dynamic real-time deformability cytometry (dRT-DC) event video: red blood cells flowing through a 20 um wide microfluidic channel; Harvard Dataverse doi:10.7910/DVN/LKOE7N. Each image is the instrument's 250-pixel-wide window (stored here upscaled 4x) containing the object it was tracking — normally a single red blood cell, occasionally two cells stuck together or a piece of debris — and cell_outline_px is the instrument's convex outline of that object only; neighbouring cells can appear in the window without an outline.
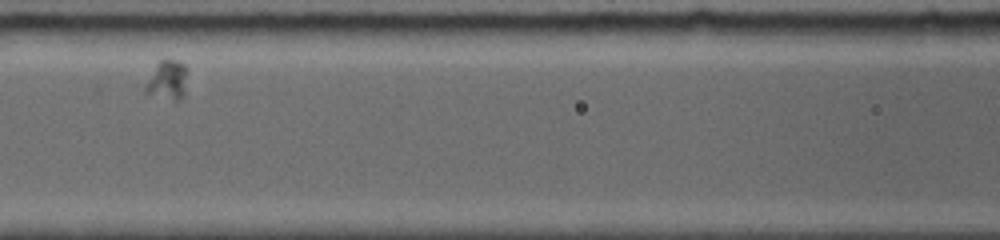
{"species": "common noctule bat (a hibernating species)", "species_latin": "Nyctalus noctula", "temperature_condition": "room temperature", "stored_images_in_passage": 16, "camera_frame_rate_fps": 5000, "um_per_image_px": 0.085, "animal": {"sex": "female", "body_mass_g": 19.0, "forearm_length_mm": 56.7}, "frame": {"image": 1, "passage_image": 4, "time_ms": 2.6, "image_size_px": [1000, 240], "cell_outline_px": [[184, 92], [176, 100], [144, 92], [136, 84], [164, 56], [176, 60], [184, 64]], "centroid_in_image_um": [13.99, 6.74], "position_along_channel_um": 152.6, "area_um2": 10.06}}
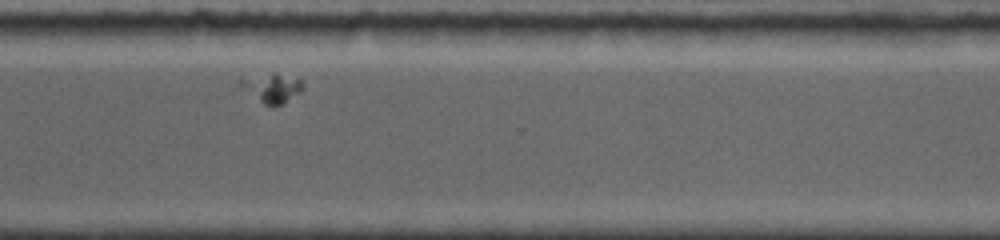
{"frame": {"image": 2, "passage_image": 13, "time_ms": 8.2, "image_size_px": [1000, 240], "cell_outline_px": [[304, 88], [300, 92], [284, 104], [264, 104], [236, 88], [236, 80], [272, 72], [276, 72], [300, 80], [304, 84]], "centroid_in_image_um": [23.01, 7.46], "position_along_channel_um": 347.6, "area_um2": 10.98}}